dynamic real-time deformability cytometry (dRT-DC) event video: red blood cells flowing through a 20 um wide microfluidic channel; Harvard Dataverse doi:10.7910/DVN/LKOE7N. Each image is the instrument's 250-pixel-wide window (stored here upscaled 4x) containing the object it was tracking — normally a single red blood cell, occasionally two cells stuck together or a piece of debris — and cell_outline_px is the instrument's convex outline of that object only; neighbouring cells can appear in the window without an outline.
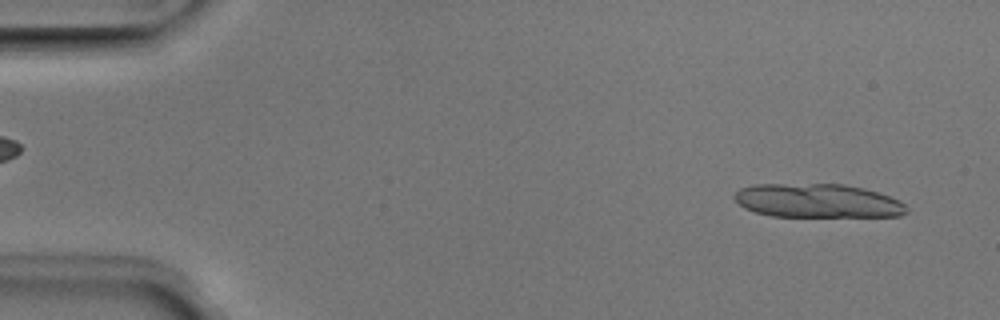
{"species": "Egyptian fruit bat (a non-hibernating species)", "species_latin": "Rousettus aegyptiacus", "temperature_condition": "room temperature", "stored_images_in_passage": 14, "camera_frame_rate_fps": 3000, "um_per_image_px": 0.085, "animal": {"sex": "male"}, "frame": {"image": 1, "passage_image": 3, "time_ms": 0.667, "image_size_px": [1000, 320], "cell_outline_px": [[908, 212], [900, 216], [772, 216], [756, 212], [744, 208], [732, 196], [740, 188], [752, 184], [844, 184], [864, 188], [900, 200], [908, 208]], "centroid_in_image_um": [69.49, 17.06], "position_along_channel_um": 15.5, "area_um2": 33.93}}